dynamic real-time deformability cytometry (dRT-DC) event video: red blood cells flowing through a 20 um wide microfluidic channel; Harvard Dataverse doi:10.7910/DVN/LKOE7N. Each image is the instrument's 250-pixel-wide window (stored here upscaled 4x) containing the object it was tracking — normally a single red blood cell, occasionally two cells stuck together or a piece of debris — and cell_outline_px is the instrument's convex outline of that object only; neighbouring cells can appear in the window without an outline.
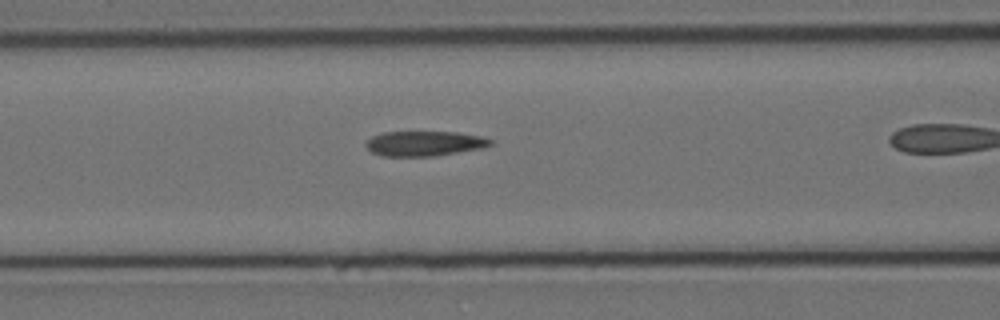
{"species": "Egyptian fruit bat (a non-hibernating species)", "species_latin": "Rousettus aegyptiacus", "temperature_condition": "cold", "stored_images_in_passage": 27, "camera_frame_rate_fps": 3000, "um_per_image_px": 0.085, "animal": {"sex": "female"}, "frame": {"image": 1, "passage_image": 5, "time_ms": 1.333, "image_size_px": [1000, 320], "cell_outline_px": [[492, 144], [480, 148], [436, 156], [384, 156], [372, 152], [364, 144], [372, 136], [384, 132], [456, 132], [480, 136], [492, 140]], "centroid_in_image_um": [36.05, 12.19], "position_along_channel_um": 130.6, "area_um2": 17.92}}
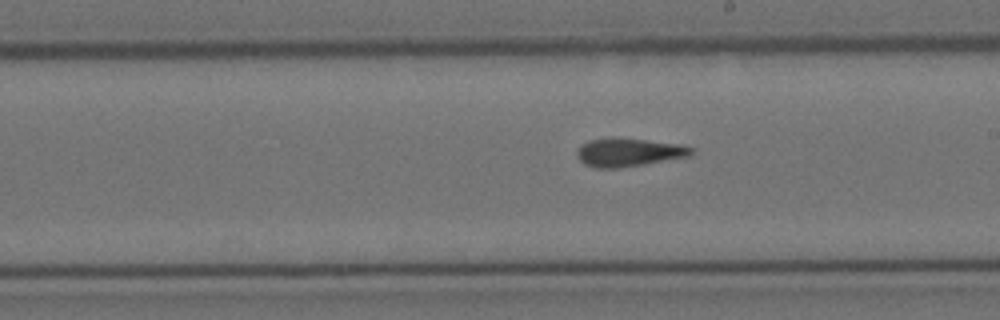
{"frame": {"image": 2, "passage_image": 14, "time_ms": 4.333, "image_size_px": [1000, 320], "cell_outline_px": [[696, 152], [688, 156], [644, 164], [616, 168], [596, 168], [584, 164], [576, 156], [576, 152], [580, 144], [588, 140], [620, 136], [684, 144], [696, 148]], "centroid_in_image_um": [53.46, 12.91], "position_along_channel_um": 235.5, "area_um2": 19.48}}
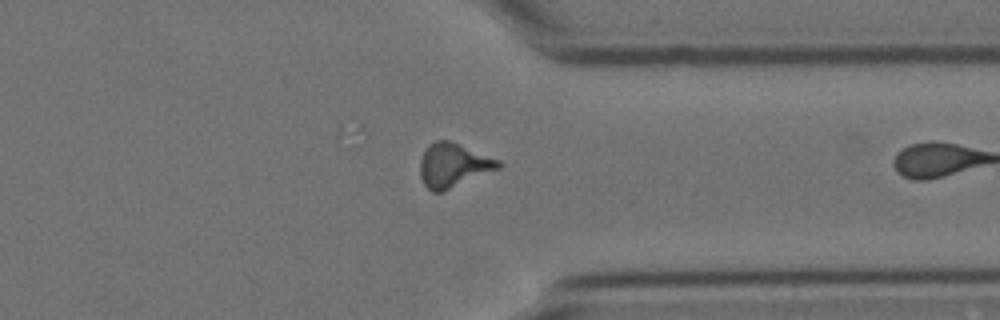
{"frame": {"image": 3, "passage_image": 26, "time_ms": 8.333, "image_size_px": [1000, 320], "cell_outline_px": [[504, 164], [500, 168], [440, 192], [432, 192], [424, 184], [420, 176], [420, 160], [428, 144], [436, 140], [448, 140], [500, 160]], "centroid_in_image_um": [38.52, 14.04], "position_along_channel_um": 372.9, "area_um2": 19.83}}